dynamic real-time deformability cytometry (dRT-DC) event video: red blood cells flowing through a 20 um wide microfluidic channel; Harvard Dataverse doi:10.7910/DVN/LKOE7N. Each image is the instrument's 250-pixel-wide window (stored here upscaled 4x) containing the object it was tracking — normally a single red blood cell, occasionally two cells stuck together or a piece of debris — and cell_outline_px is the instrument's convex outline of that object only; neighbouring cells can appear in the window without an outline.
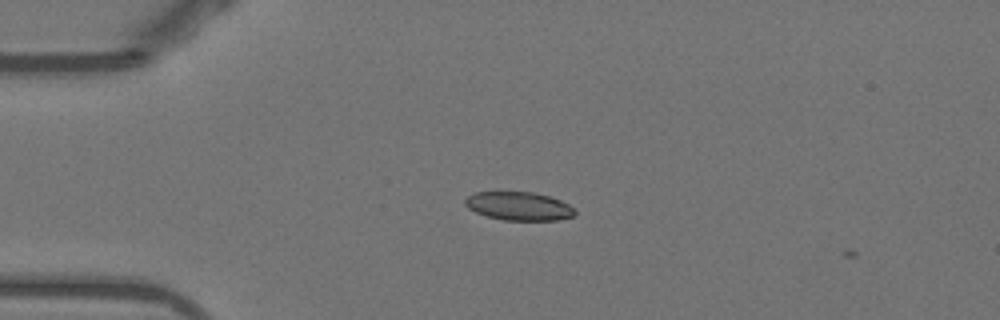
{"species": "Egyptian fruit bat (a non-hibernating species)", "species_latin": "Rousettus aegyptiacus", "temperature_condition": "warm", "stored_images_in_passage": 5, "camera_frame_rate_fps": 3000, "um_per_image_px": 0.085, "animal": {"sex": "female"}, "frame": {"image": 1, "passage_image": 1, "time_ms": 0.0, "image_size_px": [1000, 320], "cell_outline_px": [[576, 216], [560, 220], [504, 220], [488, 216], [476, 212], [468, 208], [464, 204], [464, 200], [468, 196], [476, 192], [496, 188], [536, 192], [552, 196], [568, 204], [576, 212]], "centroid_in_image_um": [44.07, 17.46], "position_along_channel_um": 40.9, "area_um2": 19.19}}